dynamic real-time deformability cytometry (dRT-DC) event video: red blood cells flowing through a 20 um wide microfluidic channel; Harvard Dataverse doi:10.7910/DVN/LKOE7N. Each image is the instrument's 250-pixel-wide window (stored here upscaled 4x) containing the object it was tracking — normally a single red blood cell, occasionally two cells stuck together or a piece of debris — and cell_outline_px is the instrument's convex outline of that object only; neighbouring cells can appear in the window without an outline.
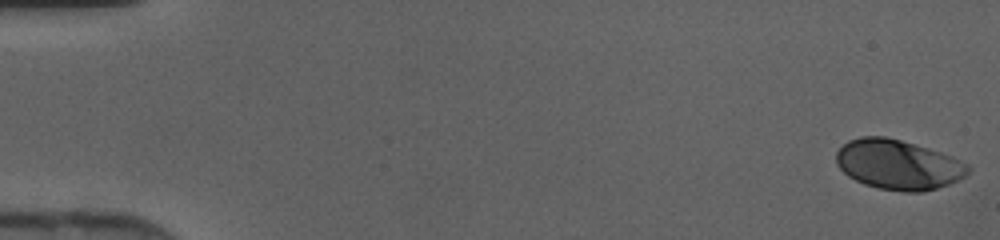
{"species": "human", "species_latin": "Homo sapiens", "temperature_condition": "cold", "stored_images_in_passage": 46, "camera_frame_rate_fps": 3000, "um_per_image_px": 0.085, "donor": {"sex": "female"}, "frame": {"image": 1, "passage_image": 1, "time_ms": 0.0, "image_size_px": [1000, 240], "cell_outline_px": [[972, 168], [964, 176], [948, 184], [924, 192], [904, 192], [880, 188], [864, 184], [848, 176], [836, 164], [836, 152], [848, 140], [860, 136], [884, 136], [900, 140], [928, 148], [952, 156], [968, 164]], "centroid_in_image_um": [76.33, 13.99], "position_along_channel_um": 8.7, "area_um2": 38.15}}
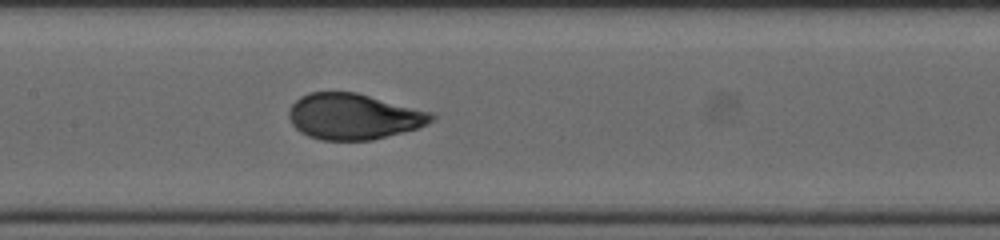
{"frame": {"image": 2, "passage_image": 23, "time_ms": 7.333, "image_size_px": [1000, 240], "cell_outline_px": [[436, 116], [428, 124], [416, 128], [372, 140], [320, 140], [308, 136], [300, 132], [292, 124], [288, 116], [288, 112], [292, 104], [300, 96], [308, 92], [356, 92], [432, 112]], "centroid_in_image_um": [30.03, 9.9], "position_along_channel_um": 177.4, "area_um2": 38.09}}
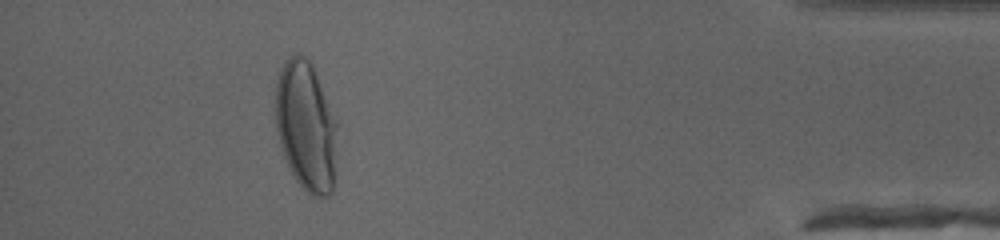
{"frame": {"image": 3, "passage_image": 42, "time_ms": 13.667, "image_size_px": [1000, 240], "cell_outline_px": [[340, 124], [332, 192], [328, 196], [312, 196], [296, 180], [284, 156], [276, 132], [276, 84], [284, 60], [296, 52], [300, 52], [312, 64]], "centroid_in_image_um": [26.06, 10.69], "position_along_channel_um": 409.1, "area_um2": 47.45}}